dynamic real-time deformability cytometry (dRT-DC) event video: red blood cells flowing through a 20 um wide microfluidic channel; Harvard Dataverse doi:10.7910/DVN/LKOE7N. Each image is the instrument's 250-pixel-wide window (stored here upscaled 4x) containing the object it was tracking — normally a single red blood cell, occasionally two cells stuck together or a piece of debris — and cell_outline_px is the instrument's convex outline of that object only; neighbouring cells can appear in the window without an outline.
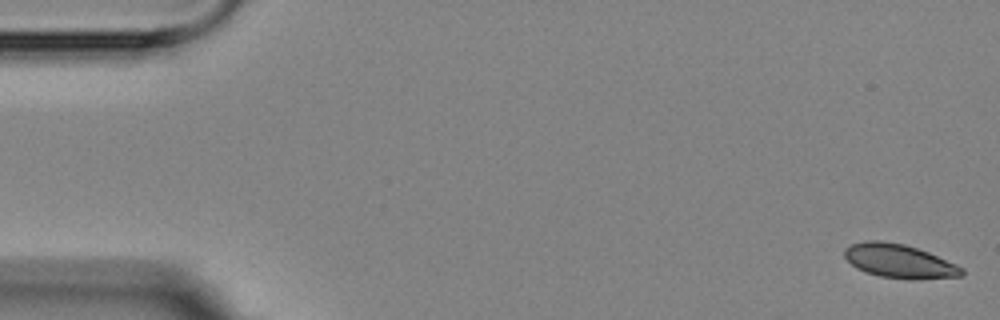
{"species": "Egyptian fruit bat (a non-hibernating species)", "species_latin": "Rousettus aegyptiacus", "temperature_condition": "room temperature", "stored_images_in_passage": 6, "camera_frame_rate_fps": 3000, "um_per_image_px": 0.085, "animal": {"sex": "female"}, "frame": {"image": 1, "passage_image": 1, "time_ms": 0.0, "image_size_px": [1000, 320], "cell_outline_px": [[964, 276], [916, 280], [908, 280], [880, 276], [856, 268], [844, 256], [844, 248], [852, 244], [864, 240], [880, 240], [904, 244], [928, 252], [956, 264], [964, 268]], "centroid_in_image_um": [76.46, 22.2], "position_along_channel_um": 8.5, "area_um2": 23.24}}
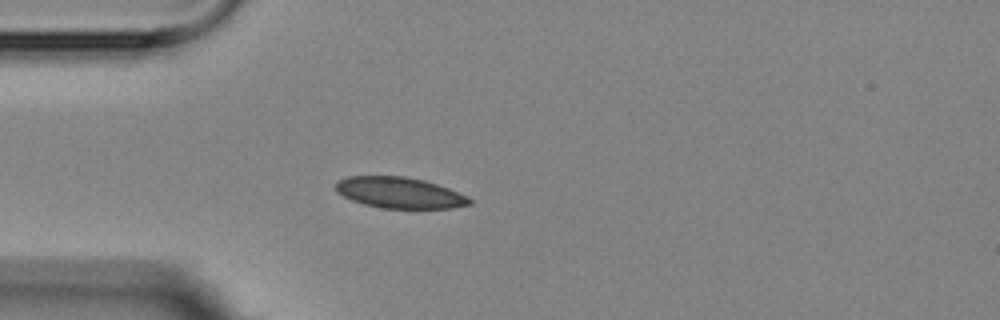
{"frame": {"image": 2, "passage_image": 5, "time_ms": 4.667, "image_size_px": [1000, 320], "cell_outline_px": [[472, 204], [452, 208], [380, 208], [364, 204], [352, 200], [336, 192], [336, 184], [340, 180], [348, 176], [404, 176], [424, 180], [448, 188], [468, 196], [472, 200]], "centroid_in_image_um": [33.98, 16.38], "position_along_channel_um": 51.0, "area_um2": 24.1}}